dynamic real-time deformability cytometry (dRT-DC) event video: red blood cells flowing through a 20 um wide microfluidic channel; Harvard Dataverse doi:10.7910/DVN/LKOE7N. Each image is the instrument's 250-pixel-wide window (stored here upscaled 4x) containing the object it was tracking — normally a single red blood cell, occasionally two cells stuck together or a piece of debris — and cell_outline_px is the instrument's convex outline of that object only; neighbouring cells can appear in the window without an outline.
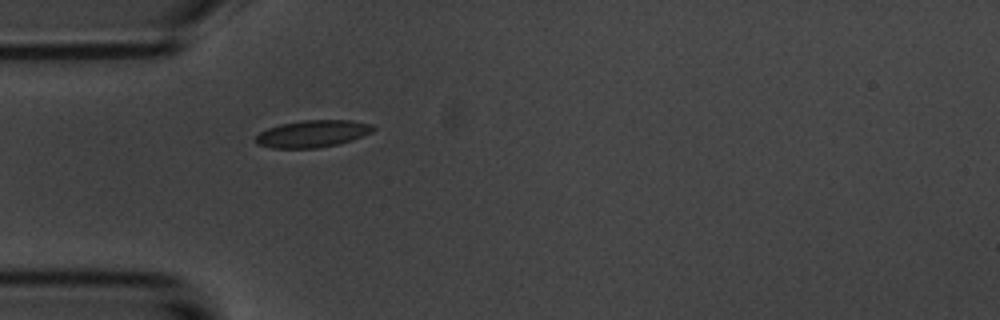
{"species": "common noctule bat (a hibernating species)", "species_latin": "Nyctalus noctula", "temperature_condition": "room temperature", "stored_images_in_passage": 41, "camera_frame_rate_fps": 3000, "um_per_image_px": 0.085, "animal": {"sex": "male", "body_mass_g": 20.1, "forearm_length_mm": 53.5}, "frame": {"image": 1, "passage_image": 1, "time_ms": 0.0, "image_size_px": [1000, 320], "cell_outline_px": [[372, 128], [368, 132], [360, 136], [336, 144], [312, 148], [276, 148], [260, 144], [256, 140], [256, 136], [260, 132], [268, 128], [284, 124], [308, 120], [348, 120], [368, 124]], "centroid_in_image_um": [26.49, 11.36], "position_along_channel_um": 58.5, "area_um2": 17.51}}
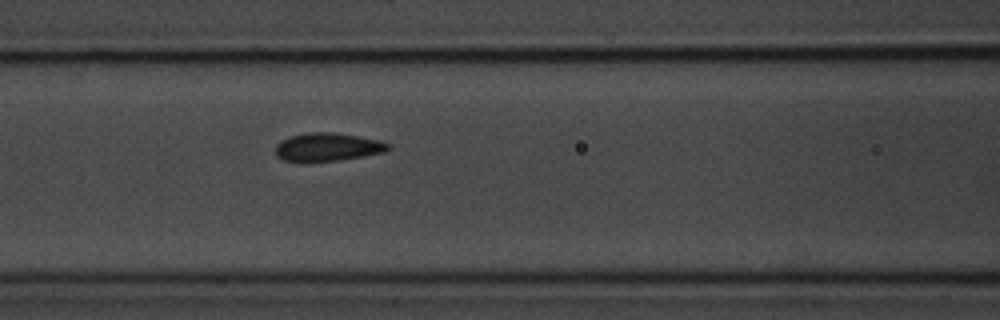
{"frame": {"image": 2, "passage_image": 8, "time_ms": 2.333, "image_size_px": [1000, 320], "cell_outline_px": [[388, 148], [380, 152], [360, 156], [336, 160], [284, 160], [276, 152], [276, 148], [284, 140], [292, 136], [320, 132], [324, 132], [356, 136], [388, 144]], "centroid_in_image_um": [27.82, 12.49], "position_along_channel_um": 138.8, "area_um2": 16.88}}
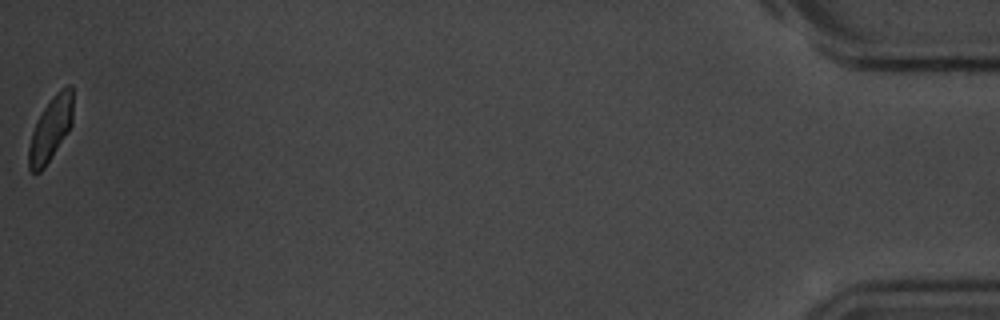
{"frame": {"image": 3, "passage_image": 41, "time_ms": 13.333, "image_size_px": [1000, 320], "cell_outline_px": [[72, 124], [44, 168], [40, 172], [32, 172], [28, 168], [28, 148], [32, 132], [44, 108], [68, 84], [72, 84]], "centroid_in_image_um": [4.29, 11.03], "position_along_channel_um": 430.9, "area_um2": 15.78}, "authors_computed_cell_mechanics": {"area_um2": 16.762, "velocity_mm_per_s": 3.5476, "shape_relaxation_time_tau1_ms": 3.1706, "shape_relaxation_time_tau2_ms": null, "deformation_change_tau1": 0.0949, "deformation_change_tau2": null}}